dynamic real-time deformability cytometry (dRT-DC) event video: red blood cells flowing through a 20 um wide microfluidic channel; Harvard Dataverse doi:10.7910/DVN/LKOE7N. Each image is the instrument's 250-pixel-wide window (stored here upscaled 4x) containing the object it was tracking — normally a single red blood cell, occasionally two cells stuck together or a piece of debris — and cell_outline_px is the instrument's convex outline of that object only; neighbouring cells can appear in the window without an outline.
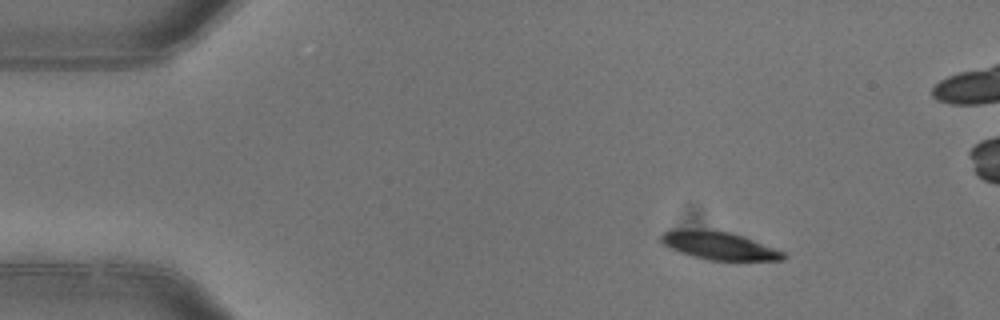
{"species": "common noctule bat (a hibernating species)", "species_latin": "Nyctalus noctula", "temperature_condition": "warm", "stored_images_in_passage": 5, "camera_frame_rate_fps": 3000, "um_per_image_px": 0.085, "animal": {"sex": "female"}, "frame": {"image": 1, "passage_image": 2, "time_ms": 0.333, "image_size_px": [1000, 320], "cell_outline_px": [[788, 256], [784, 260], [708, 260], [692, 256], [668, 248], [660, 240], [660, 236], [668, 228], [700, 228], [728, 232], [744, 236], [784, 252]], "centroid_in_image_um": [61.05, 20.85], "position_along_channel_um": 24.0, "area_um2": 20.29}}